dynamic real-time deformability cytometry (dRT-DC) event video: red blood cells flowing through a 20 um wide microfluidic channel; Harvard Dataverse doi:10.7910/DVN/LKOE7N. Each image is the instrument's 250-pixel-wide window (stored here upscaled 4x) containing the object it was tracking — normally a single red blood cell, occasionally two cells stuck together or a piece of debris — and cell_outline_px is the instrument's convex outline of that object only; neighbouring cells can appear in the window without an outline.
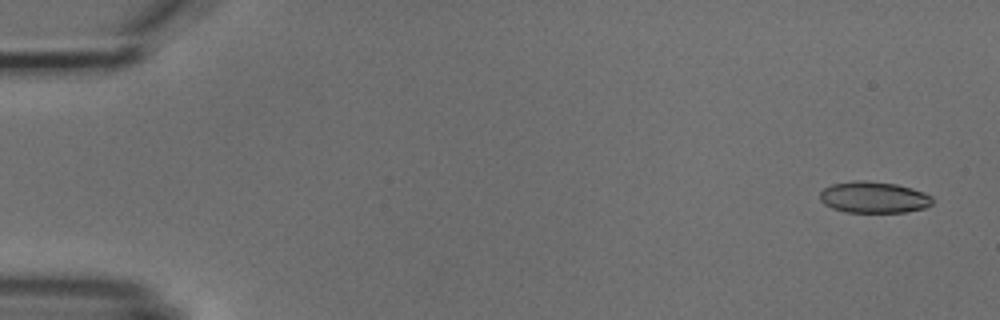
{"species": "common noctule bat (a hibernating species)", "species_latin": "Nyctalus noctula", "temperature_condition": "cold", "stored_images_in_passage": 5, "camera_frame_rate_fps": 3000, "um_per_image_px": 0.085, "animal": {"sex": "male", "body_mass_g": 18.8}, "frame": {"image": 1, "passage_image": 1, "time_ms": 0.0, "image_size_px": [1000, 320], "cell_outline_px": [[932, 204], [924, 208], [904, 212], [844, 212], [832, 208], [824, 204], [820, 200], [820, 192], [824, 188], [832, 184], [852, 180], [868, 180], [896, 184], [912, 188], [924, 192], [932, 196]], "centroid_in_image_um": [74.25, 16.76], "position_along_channel_um": 10.7, "area_um2": 20.75}}